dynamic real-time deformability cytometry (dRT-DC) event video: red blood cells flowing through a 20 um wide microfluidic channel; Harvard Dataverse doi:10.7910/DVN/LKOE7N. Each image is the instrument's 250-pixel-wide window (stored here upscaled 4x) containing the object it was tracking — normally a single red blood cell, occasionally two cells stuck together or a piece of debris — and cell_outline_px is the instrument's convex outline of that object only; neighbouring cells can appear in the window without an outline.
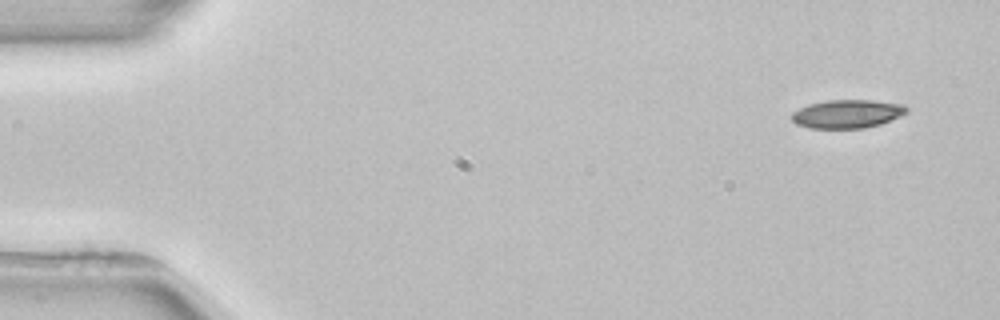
{"species": "common noctule bat (a hibernating species)", "species_latin": "Nyctalus noctula", "temperature_condition": "room temperature", "stored_images_in_passage": 4, "camera_frame_rate_fps": 3000, "um_per_image_px": 0.085, "animal": {"sex": "female", "body_mass_g": 22.7, "forearm_length_mm": 54.2}, "frame": {"image": 1, "passage_image": 1, "time_ms": 0.0, "image_size_px": [1000, 320], "cell_outline_px": [[908, 112], [900, 116], [880, 124], [864, 128], [808, 128], [796, 124], [788, 116], [792, 112], [808, 104], [828, 100], [872, 100], [904, 104], [908, 108]], "centroid_in_image_um": [71.99, 9.68], "position_along_channel_um": 13.0, "area_um2": 19.19}}
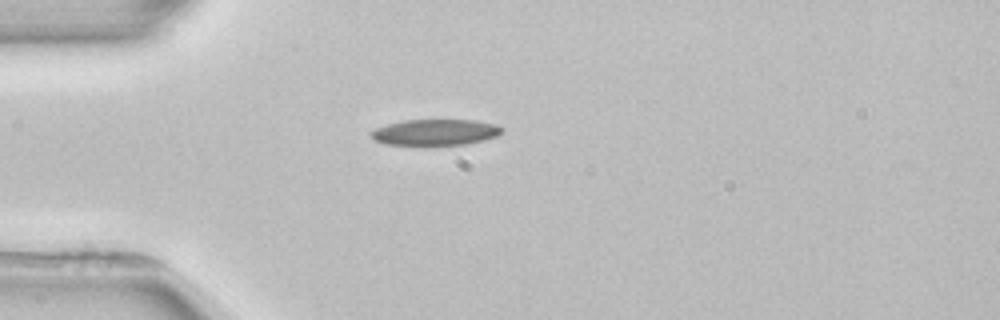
{"frame": {"image": 2, "passage_image": 4, "time_ms": 3.667, "image_size_px": [1000, 320], "cell_outline_px": [[504, 132], [496, 136], [484, 140], [464, 144], [424, 148], [388, 144], [372, 140], [368, 136], [368, 132], [376, 128], [388, 124], [404, 120], [472, 120], [492, 124], [504, 128]], "centroid_in_image_um": [36.91, 11.29], "position_along_channel_um": 48.1, "area_um2": 20.75}}